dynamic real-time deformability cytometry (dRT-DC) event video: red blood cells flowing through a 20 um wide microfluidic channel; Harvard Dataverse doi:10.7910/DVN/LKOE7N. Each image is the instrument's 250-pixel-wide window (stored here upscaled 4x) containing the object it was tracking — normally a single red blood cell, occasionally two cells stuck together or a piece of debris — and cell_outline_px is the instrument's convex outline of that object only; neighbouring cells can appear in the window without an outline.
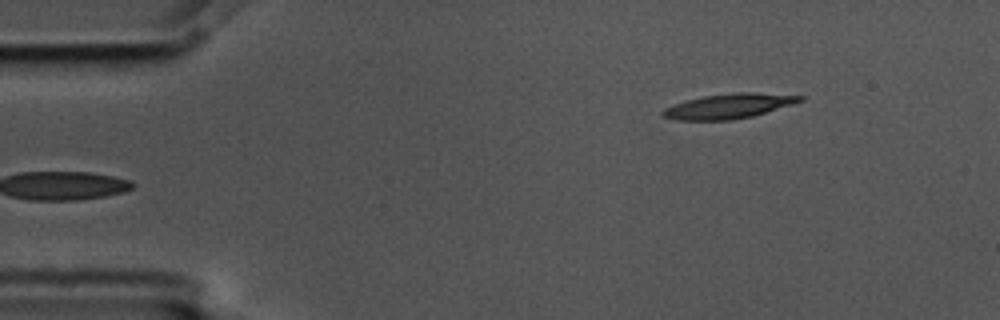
{"species": "common noctule bat (a hibernating species)", "species_latin": "Nyctalus noctula", "temperature_condition": "cold", "stored_images_in_passage": 5, "camera_frame_rate_fps": 3000, "um_per_image_px": 0.085, "animal": {"sex": "male", "body_mass_g": 17.5, "forearm_length_mm": 52.3}, "frame": {"image": 1, "passage_image": 5, "time_ms": 1.333, "image_size_px": [1000, 320], "cell_outline_px": [[804, 100], [792, 104], [752, 116], [728, 120], [676, 120], [664, 116], [660, 112], [664, 108], [688, 100], [704, 96], [736, 92], [752, 92], [804, 96]], "centroid_in_image_um": [61.94, 9.02], "position_along_channel_um": 23.1, "area_um2": 19.48}}